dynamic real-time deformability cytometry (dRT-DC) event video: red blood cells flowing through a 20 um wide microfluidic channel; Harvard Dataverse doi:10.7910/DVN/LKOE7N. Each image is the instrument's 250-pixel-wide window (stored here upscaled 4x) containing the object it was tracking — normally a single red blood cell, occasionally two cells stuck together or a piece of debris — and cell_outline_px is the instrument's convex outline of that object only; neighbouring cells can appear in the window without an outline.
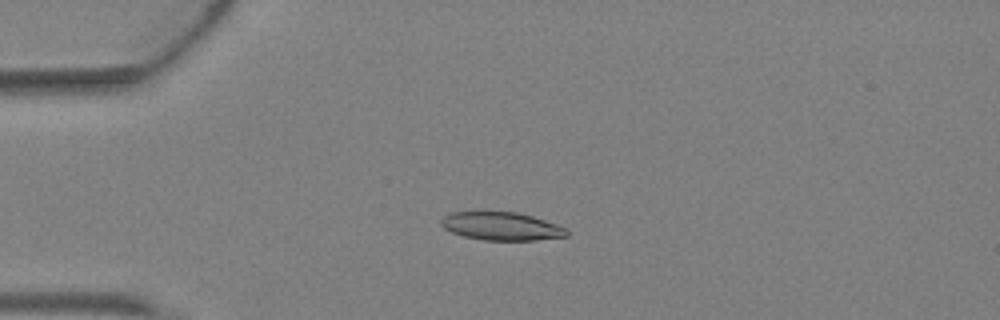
{"species": "Egyptian fruit bat (a non-hibernating species)", "species_latin": "Rousettus aegyptiacus", "temperature_condition": "warm", "stored_images_in_passage": 3, "camera_frame_rate_fps": 3000, "um_per_image_px": 0.085, "animal": {"sex": "female"}, "frame": {"image": 1, "passage_image": 3, "time_ms": 0.667, "image_size_px": [1000, 320], "cell_outline_px": [[568, 236], [536, 240], [484, 240], [464, 236], [452, 232], [444, 228], [440, 224], [440, 220], [444, 216], [452, 212], [516, 212], [532, 216], [568, 228]], "centroid_in_image_um": [42.63, 19.23], "position_along_channel_um": 42.4, "area_um2": 20.52}}